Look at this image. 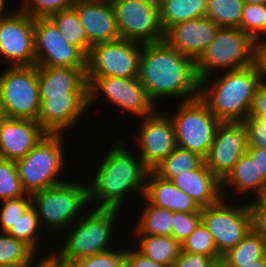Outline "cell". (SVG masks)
Here are the masks:
<instances>
[{
  "label": "cell",
  "instance_id": "484cf974",
  "mask_svg": "<svg viewBox=\"0 0 266 267\" xmlns=\"http://www.w3.org/2000/svg\"><path fill=\"white\" fill-rule=\"evenodd\" d=\"M266 256V233L263 228L254 226L250 232L222 258L227 265L258 264Z\"/></svg>",
  "mask_w": 266,
  "mask_h": 267
},
{
  "label": "cell",
  "instance_id": "5bb4252c",
  "mask_svg": "<svg viewBox=\"0 0 266 267\" xmlns=\"http://www.w3.org/2000/svg\"><path fill=\"white\" fill-rule=\"evenodd\" d=\"M34 33L36 66L87 67V55L69 43L50 18H35Z\"/></svg>",
  "mask_w": 266,
  "mask_h": 267
},
{
  "label": "cell",
  "instance_id": "9a60e30c",
  "mask_svg": "<svg viewBox=\"0 0 266 267\" xmlns=\"http://www.w3.org/2000/svg\"><path fill=\"white\" fill-rule=\"evenodd\" d=\"M0 57L11 67L36 65L34 18L19 8L0 19Z\"/></svg>",
  "mask_w": 266,
  "mask_h": 267
},
{
  "label": "cell",
  "instance_id": "f6af8a7d",
  "mask_svg": "<svg viewBox=\"0 0 266 267\" xmlns=\"http://www.w3.org/2000/svg\"><path fill=\"white\" fill-rule=\"evenodd\" d=\"M249 116H266V78L257 87Z\"/></svg>",
  "mask_w": 266,
  "mask_h": 267
},
{
  "label": "cell",
  "instance_id": "60d3db41",
  "mask_svg": "<svg viewBox=\"0 0 266 267\" xmlns=\"http://www.w3.org/2000/svg\"><path fill=\"white\" fill-rule=\"evenodd\" d=\"M200 222L201 212H173L171 236L182 244Z\"/></svg>",
  "mask_w": 266,
  "mask_h": 267
},
{
  "label": "cell",
  "instance_id": "f5cc1de1",
  "mask_svg": "<svg viewBox=\"0 0 266 267\" xmlns=\"http://www.w3.org/2000/svg\"><path fill=\"white\" fill-rule=\"evenodd\" d=\"M5 5H6V0H0V19L9 15L8 13L6 14V11L4 9L6 7Z\"/></svg>",
  "mask_w": 266,
  "mask_h": 267
},
{
  "label": "cell",
  "instance_id": "44dd1931",
  "mask_svg": "<svg viewBox=\"0 0 266 267\" xmlns=\"http://www.w3.org/2000/svg\"><path fill=\"white\" fill-rule=\"evenodd\" d=\"M73 7L92 46L121 38L110 0H76Z\"/></svg>",
  "mask_w": 266,
  "mask_h": 267
},
{
  "label": "cell",
  "instance_id": "ba28073f",
  "mask_svg": "<svg viewBox=\"0 0 266 267\" xmlns=\"http://www.w3.org/2000/svg\"><path fill=\"white\" fill-rule=\"evenodd\" d=\"M180 102L178 110L173 115L168 114L174 127L176 147L196 152L205 158L220 121L200 96Z\"/></svg>",
  "mask_w": 266,
  "mask_h": 267
},
{
  "label": "cell",
  "instance_id": "5b68a950",
  "mask_svg": "<svg viewBox=\"0 0 266 267\" xmlns=\"http://www.w3.org/2000/svg\"><path fill=\"white\" fill-rule=\"evenodd\" d=\"M119 209L94 208L87 211L67 231L60 251H55L64 263L70 264L78 259L109 251L112 248V229ZM86 214V215H85ZM111 246H109V245ZM111 247V248H110Z\"/></svg>",
  "mask_w": 266,
  "mask_h": 267
},
{
  "label": "cell",
  "instance_id": "91938a15",
  "mask_svg": "<svg viewBox=\"0 0 266 267\" xmlns=\"http://www.w3.org/2000/svg\"><path fill=\"white\" fill-rule=\"evenodd\" d=\"M3 117H4V113H3V109L1 105V95H0V119H2Z\"/></svg>",
  "mask_w": 266,
  "mask_h": 267
},
{
  "label": "cell",
  "instance_id": "4fadbf2b",
  "mask_svg": "<svg viewBox=\"0 0 266 267\" xmlns=\"http://www.w3.org/2000/svg\"><path fill=\"white\" fill-rule=\"evenodd\" d=\"M87 81L89 83V105L93 101L95 103L94 99L102 93L107 102L117 105L139 119L158 110V104L150 97L138 77H87Z\"/></svg>",
  "mask_w": 266,
  "mask_h": 267
},
{
  "label": "cell",
  "instance_id": "ee69618b",
  "mask_svg": "<svg viewBox=\"0 0 266 267\" xmlns=\"http://www.w3.org/2000/svg\"><path fill=\"white\" fill-rule=\"evenodd\" d=\"M125 263L128 267H165L144 256L136 247L135 249L131 247L125 249Z\"/></svg>",
  "mask_w": 266,
  "mask_h": 267
},
{
  "label": "cell",
  "instance_id": "ab89813d",
  "mask_svg": "<svg viewBox=\"0 0 266 267\" xmlns=\"http://www.w3.org/2000/svg\"><path fill=\"white\" fill-rule=\"evenodd\" d=\"M116 249L118 251L113 247L109 251L84 257L70 264L73 267H121L125 263V249Z\"/></svg>",
  "mask_w": 266,
  "mask_h": 267
},
{
  "label": "cell",
  "instance_id": "c3c4849f",
  "mask_svg": "<svg viewBox=\"0 0 266 267\" xmlns=\"http://www.w3.org/2000/svg\"><path fill=\"white\" fill-rule=\"evenodd\" d=\"M250 202L254 212V220L266 221V189Z\"/></svg>",
  "mask_w": 266,
  "mask_h": 267
},
{
  "label": "cell",
  "instance_id": "6f0895ef",
  "mask_svg": "<svg viewBox=\"0 0 266 267\" xmlns=\"http://www.w3.org/2000/svg\"><path fill=\"white\" fill-rule=\"evenodd\" d=\"M0 267H25V264H8V265H0Z\"/></svg>",
  "mask_w": 266,
  "mask_h": 267
},
{
  "label": "cell",
  "instance_id": "d4e9b609",
  "mask_svg": "<svg viewBox=\"0 0 266 267\" xmlns=\"http://www.w3.org/2000/svg\"><path fill=\"white\" fill-rule=\"evenodd\" d=\"M229 187L234 190V194L246 197L249 193L255 198L266 189V181L258 174L256 161L248 152H245L233 166L229 174L221 181L222 197ZM224 186V187H223ZM233 187V188H232ZM225 188V189H223ZM236 192V193H235ZM255 193V194H254Z\"/></svg>",
  "mask_w": 266,
  "mask_h": 267
},
{
  "label": "cell",
  "instance_id": "680465c9",
  "mask_svg": "<svg viewBox=\"0 0 266 267\" xmlns=\"http://www.w3.org/2000/svg\"><path fill=\"white\" fill-rule=\"evenodd\" d=\"M266 5V4H265ZM262 36V40H256V43H257V47H259L262 43H264V41H266L265 39H264V37L263 36H265L266 37V31L261 35Z\"/></svg>",
  "mask_w": 266,
  "mask_h": 267
},
{
  "label": "cell",
  "instance_id": "4dcf8cb0",
  "mask_svg": "<svg viewBox=\"0 0 266 267\" xmlns=\"http://www.w3.org/2000/svg\"><path fill=\"white\" fill-rule=\"evenodd\" d=\"M205 158L196 152L176 147L153 171L163 179L171 180L179 174L199 168Z\"/></svg>",
  "mask_w": 266,
  "mask_h": 267
},
{
  "label": "cell",
  "instance_id": "681fc988",
  "mask_svg": "<svg viewBox=\"0 0 266 267\" xmlns=\"http://www.w3.org/2000/svg\"><path fill=\"white\" fill-rule=\"evenodd\" d=\"M258 62L260 63L264 76H266V41L258 47Z\"/></svg>",
  "mask_w": 266,
  "mask_h": 267
},
{
  "label": "cell",
  "instance_id": "f907efd6",
  "mask_svg": "<svg viewBox=\"0 0 266 267\" xmlns=\"http://www.w3.org/2000/svg\"><path fill=\"white\" fill-rule=\"evenodd\" d=\"M228 267H266V256L258 260V264L249 265H227Z\"/></svg>",
  "mask_w": 266,
  "mask_h": 267
},
{
  "label": "cell",
  "instance_id": "e0dca14e",
  "mask_svg": "<svg viewBox=\"0 0 266 267\" xmlns=\"http://www.w3.org/2000/svg\"><path fill=\"white\" fill-rule=\"evenodd\" d=\"M248 138L244 122H220L205 157V165L222 181L239 158L247 152Z\"/></svg>",
  "mask_w": 266,
  "mask_h": 267
},
{
  "label": "cell",
  "instance_id": "7bdbcfd3",
  "mask_svg": "<svg viewBox=\"0 0 266 267\" xmlns=\"http://www.w3.org/2000/svg\"><path fill=\"white\" fill-rule=\"evenodd\" d=\"M213 260L211 256L191 254L181 250L172 267H208Z\"/></svg>",
  "mask_w": 266,
  "mask_h": 267
},
{
  "label": "cell",
  "instance_id": "f1b7e54d",
  "mask_svg": "<svg viewBox=\"0 0 266 267\" xmlns=\"http://www.w3.org/2000/svg\"><path fill=\"white\" fill-rule=\"evenodd\" d=\"M140 214L139 220H136L134 234L132 235H156L171 236L173 212L162 207L150 204L147 200Z\"/></svg>",
  "mask_w": 266,
  "mask_h": 267
},
{
  "label": "cell",
  "instance_id": "11a10c76",
  "mask_svg": "<svg viewBox=\"0 0 266 267\" xmlns=\"http://www.w3.org/2000/svg\"><path fill=\"white\" fill-rule=\"evenodd\" d=\"M248 118H257L263 125H266V116H249Z\"/></svg>",
  "mask_w": 266,
  "mask_h": 267
},
{
  "label": "cell",
  "instance_id": "1f68e13d",
  "mask_svg": "<svg viewBox=\"0 0 266 267\" xmlns=\"http://www.w3.org/2000/svg\"><path fill=\"white\" fill-rule=\"evenodd\" d=\"M243 0H207L206 17L219 27L239 28Z\"/></svg>",
  "mask_w": 266,
  "mask_h": 267
},
{
  "label": "cell",
  "instance_id": "d6a6232c",
  "mask_svg": "<svg viewBox=\"0 0 266 267\" xmlns=\"http://www.w3.org/2000/svg\"><path fill=\"white\" fill-rule=\"evenodd\" d=\"M40 228L36 209L31 205L7 233L23 241L36 253L39 248L37 246H40L37 239L41 234Z\"/></svg>",
  "mask_w": 266,
  "mask_h": 267
},
{
  "label": "cell",
  "instance_id": "8fae6325",
  "mask_svg": "<svg viewBox=\"0 0 266 267\" xmlns=\"http://www.w3.org/2000/svg\"><path fill=\"white\" fill-rule=\"evenodd\" d=\"M120 37L142 44L164 40L158 0H110Z\"/></svg>",
  "mask_w": 266,
  "mask_h": 267
},
{
  "label": "cell",
  "instance_id": "7a4b0ae2",
  "mask_svg": "<svg viewBox=\"0 0 266 267\" xmlns=\"http://www.w3.org/2000/svg\"><path fill=\"white\" fill-rule=\"evenodd\" d=\"M126 144L120 138L116 140L101 165L98 164L97 173L94 172L93 181L89 184V201H96L95 208L121 210L128 194L135 191L144 196L149 169L137 154L127 151Z\"/></svg>",
  "mask_w": 266,
  "mask_h": 267
},
{
  "label": "cell",
  "instance_id": "8992f818",
  "mask_svg": "<svg viewBox=\"0 0 266 267\" xmlns=\"http://www.w3.org/2000/svg\"><path fill=\"white\" fill-rule=\"evenodd\" d=\"M258 62L256 41L239 28L220 27L214 40L196 61L199 81L212 77L213 72L248 67ZM217 68V69H216Z\"/></svg>",
  "mask_w": 266,
  "mask_h": 267
},
{
  "label": "cell",
  "instance_id": "816d5d0a",
  "mask_svg": "<svg viewBox=\"0 0 266 267\" xmlns=\"http://www.w3.org/2000/svg\"><path fill=\"white\" fill-rule=\"evenodd\" d=\"M208 267H228L225 260L220 257L217 259H214L209 265Z\"/></svg>",
  "mask_w": 266,
  "mask_h": 267
},
{
  "label": "cell",
  "instance_id": "836d02e7",
  "mask_svg": "<svg viewBox=\"0 0 266 267\" xmlns=\"http://www.w3.org/2000/svg\"><path fill=\"white\" fill-rule=\"evenodd\" d=\"M34 254L23 241L0 232V265L26 264Z\"/></svg>",
  "mask_w": 266,
  "mask_h": 267
},
{
  "label": "cell",
  "instance_id": "ac0fdd59",
  "mask_svg": "<svg viewBox=\"0 0 266 267\" xmlns=\"http://www.w3.org/2000/svg\"><path fill=\"white\" fill-rule=\"evenodd\" d=\"M38 122L47 133L65 134L87 112L89 95L40 96ZM87 109V110H86Z\"/></svg>",
  "mask_w": 266,
  "mask_h": 267
},
{
  "label": "cell",
  "instance_id": "db71d44e",
  "mask_svg": "<svg viewBox=\"0 0 266 267\" xmlns=\"http://www.w3.org/2000/svg\"><path fill=\"white\" fill-rule=\"evenodd\" d=\"M245 4H266V0H243Z\"/></svg>",
  "mask_w": 266,
  "mask_h": 267
},
{
  "label": "cell",
  "instance_id": "7c38bea8",
  "mask_svg": "<svg viewBox=\"0 0 266 267\" xmlns=\"http://www.w3.org/2000/svg\"><path fill=\"white\" fill-rule=\"evenodd\" d=\"M143 44L117 39L92 46L87 55V77L134 78L139 74Z\"/></svg>",
  "mask_w": 266,
  "mask_h": 267
},
{
  "label": "cell",
  "instance_id": "d6986e66",
  "mask_svg": "<svg viewBox=\"0 0 266 267\" xmlns=\"http://www.w3.org/2000/svg\"><path fill=\"white\" fill-rule=\"evenodd\" d=\"M219 28L209 18L199 17L171 26L164 33V41L196 62L214 40Z\"/></svg>",
  "mask_w": 266,
  "mask_h": 267
},
{
  "label": "cell",
  "instance_id": "94428289",
  "mask_svg": "<svg viewBox=\"0 0 266 267\" xmlns=\"http://www.w3.org/2000/svg\"><path fill=\"white\" fill-rule=\"evenodd\" d=\"M61 267H73L71 264L64 263Z\"/></svg>",
  "mask_w": 266,
  "mask_h": 267
},
{
  "label": "cell",
  "instance_id": "3957f363",
  "mask_svg": "<svg viewBox=\"0 0 266 267\" xmlns=\"http://www.w3.org/2000/svg\"><path fill=\"white\" fill-rule=\"evenodd\" d=\"M211 78L206 77L200 81V97L207 103L212 114L220 122L247 120L257 87L265 78L260 63L224 71L216 79Z\"/></svg>",
  "mask_w": 266,
  "mask_h": 267
},
{
  "label": "cell",
  "instance_id": "f35d334b",
  "mask_svg": "<svg viewBox=\"0 0 266 267\" xmlns=\"http://www.w3.org/2000/svg\"><path fill=\"white\" fill-rule=\"evenodd\" d=\"M76 0H23L21 9L32 18H49L52 14L70 8Z\"/></svg>",
  "mask_w": 266,
  "mask_h": 267
},
{
  "label": "cell",
  "instance_id": "30bf717a",
  "mask_svg": "<svg viewBox=\"0 0 266 267\" xmlns=\"http://www.w3.org/2000/svg\"><path fill=\"white\" fill-rule=\"evenodd\" d=\"M0 73L1 105L5 117L38 121V66H16Z\"/></svg>",
  "mask_w": 266,
  "mask_h": 267
},
{
  "label": "cell",
  "instance_id": "d590c367",
  "mask_svg": "<svg viewBox=\"0 0 266 267\" xmlns=\"http://www.w3.org/2000/svg\"><path fill=\"white\" fill-rule=\"evenodd\" d=\"M25 194L16 162L0 158V200L18 198Z\"/></svg>",
  "mask_w": 266,
  "mask_h": 267
},
{
  "label": "cell",
  "instance_id": "8d00e7d4",
  "mask_svg": "<svg viewBox=\"0 0 266 267\" xmlns=\"http://www.w3.org/2000/svg\"><path fill=\"white\" fill-rule=\"evenodd\" d=\"M239 29L255 41L261 40V35L266 31V5L244 4Z\"/></svg>",
  "mask_w": 266,
  "mask_h": 267
},
{
  "label": "cell",
  "instance_id": "9c48e42d",
  "mask_svg": "<svg viewBox=\"0 0 266 267\" xmlns=\"http://www.w3.org/2000/svg\"><path fill=\"white\" fill-rule=\"evenodd\" d=\"M227 199L222 198L217 204L201 209V222L212 234L221 256L234 248L255 226L251 202L231 205L232 199L230 202Z\"/></svg>",
  "mask_w": 266,
  "mask_h": 267
},
{
  "label": "cell",
  "instance_id": "4316f807",
  "mask_svg": "<svg viewBox=\"0 0 266 267\" xmlns=\"http://www.w3.org/2000/svg\"><path fill=\"white\" fill-rule=\"evenodd\" d=\"M160 22L164 32L171 26L191 19L206 17L207 0H158Z\"/></svg>",
  "mask_w": 266,
  "mask_h": 267
},
{
  "label": "cell",
  "instance_id": "b9f144b4",
  "mask_svg": "<svg viewBox=\"0 0 266 267\" xmlns=\"http://www.w3.org/2000/svg\"><path fill=\"white\" fill-rule=\"evenodd\" d=\"M244 124L247 130L248 146L266 149V125H263L257 118H248Z\"/></svg>",
  "mask_w": 266,
  "mask_h": 267
},
{
  "label": "cell",
  "instance_id": "6125c7cd",
  "mask_svg": "<svg viewBox=\"0 0 266 267\" xmlns=\"http://www.w3.org/2000/svg\"><path fill=\"white\" fill-rule=\"evenodd\" d=\"M121 267H128V265L126 263H124Z\"/></svg>",
  "mask_w": 266,
  "mask_h": 267
},
{
  "label": "cell",
  "instance_id": "ffe728a7",
  "mask_svg": "<svg viewBox=\"0 0 266 267\" xmlns=\"http://www.w3.org/2000/svg\"><path fill=\"white\" fill-rule=\"evenodd\" d=\"M47 134L39 122L30 119H0V158L18 161Z\"/></svg>",
  "mask_w": 266,
  "mask_h": 267
},
{
  "label": "cell",
  "instance_id": "6da1fadb",
  "mask_svg": "<svg viewBox=\"0 0 266 267\" xmlns=\"http://www.w3.org/2000/svg\"><path fill=\"white\" fill-rule=\"evenodd\" d=\"M138 79L157 104L162 97L187 101L200 96L196 62L164 40L143 44Z\"/></svg>",
  "mask_w": 266,
  "mask_h": 267
},
{
  "label": "cell",
  "instance_id": "603a6c76",
  "mask_svg": "<svg viewBox=\"0 0 266 267\" xmlns=\"http://www.w3.org/2000/svg\"><path fill=\"white\" fill-rule=\"evenodd\" d=\"M171 182L193 198L201 208L215 205L223 198L221 181L208 169L205 162L195 170L177 175Z\"/></svg>",
  "mask_w": 266,
  "mask_h": 267
},
{
  "label": "cell",
  "instance_id": "7402d4cb",
  "mask_svg": "<svg viewBox=\"0 0 266 267\" xmlns=\"http://www.w3.org/2000/svg\"><path fill=\"white\" fill-rule=\"evenodd\" d=\"M40 96L89 95L86 68L38 66Z\"/></svg>",
  "mask_w": 266,
  "mask_h": 267
},
{
  "label": "cell",
  "instance_id": "e575fe53",
  "mask_svg": "<svg viewBox=\"0 0 266 267\" xmlns=\"http://www.w3.org/2000/svg\"><path fill=\"white\" fill-rule=\"evenodd\" d=\"M181 250L191 254L211 256L214 259L222 257L217 251L212 234L202 222L184 240L181 244Z\"/></svg>",
  "mask_w": 266,
  "mask_h": 267
},
{
  "label": "cell",
  "instance_id": "bcb514c9",
  "mask_svg": "<svg viewBox=\"0 0 266 267\" xmlns=\"http://www.w3.org/2000/svg\"><path fill=\"white\" fill-rule=\"evenodd\" d=\"M247 152L256 161L258 174L266 181V149L261 147L248 146Z\"/></svg>",
  "mask_w": 266,
  "mask_h": 267
},
{
  "label": "cell",
  "instance_id": "52a82bcc",
  "mask_svg": "<svg viewBox=\"0 0 266 267\" xmlns=\"http://www.w3.org/2000/svg\"><path fill=\"white\" fill-rule=\"evenodd\" d=\"M62 133H47L22 159L16 161L23 190L27 194L65 182L58 175L64 169Z\"/></svg>",
  "mask_w": 266,
  "mask_h": 267
},
{
  "label": "cell",
  "instance_id": "7dc6e473",
  "mask_svg": "<svg viewBox=\"0 0 266 267\" xmlns=\"http://www.w3.org/2000/svg\"><path fill=\"white\" fill-rule=\"evenodd\" d=\"M36 253L27 261L25 264V267H61L64 262L63 260L58 256L56 252L50 253L47 257L37 260L35 259ZM37 261L38 263H34ZM34 265V266H33Z\"/></svg>",
  "mask_w": 266,
  "mask_h": 267
},
{
  "label": "cell",
  "instance_id": "277c9868",
  "mask_svg": "<svg viewBox=\"0 0 266 267\" xmlns=\"http://www.w3.org/2000/svg\"><path fill=\"white\" fill-rule=\"evenodd\" d=\"M31 199L40 227L42 228V223H45L50 231L62 232L64 229H72L73 221L80 218V211L83 213V209L87 210L86 207L90 206L89 185L85 182L80 184L79 181L66 180L31 194Z\"/></svg>",
  "mask_w": 266,
  "mask_h": 267
},
{
  "label": "cell",
  "instance_id": "f546056e",
  "mask_svg": "<svg viewBox=\"0 0 266 267\" xmlns=\"http://www.w3.org/2000/svg\"><path fill=\"white\" fill-rule=\"evenodd\" d=\"M58 27L63 37L71 44L79 47L86 55L90 52L92 45L85 29L81 25L76 9L72 6L49 17Z\"/></svg>",
  "mask_w": 266,
  "mask_h": 267
},
{
  "label": "cell",
  "instance_id": "83f0119b",
  "mask_svg": "<svg viewBox=\"0 0 266 267\" xmlns=\"http://www.w3.org/2000/svg\"><path fill=\"white\" fill-rule=\"evenodd\" d=\"M137 250L144 256L172 267L181 252V244L173 236L137 235Z\"/></svg>",
  "mask_w": 266,
  "mask_h": 267
},
{
  "label": "cell",
  "instance_id": "cb8c5ba5",
  "mask_svg": "<svg viewBox=\"0 0 266 267\" xmlns=\"http://www.w3.org/2000/svg\"><path fill=\"white\" fill-rule=\"evenodd\" d=\"M143 197L150 204L172 212H201L202 209L193 198L176 188L171 180L161 178L153 170L147 174Z\"/></svg>",
  "mask_w": 266,
  "mask_h": 267
},
{
  "label": "cell",
  "instance_id": "2e32d148",
  "mask_svg": "<svg viewBox=\"0 0 266 267\" xmlns=\"http://www.w3.org/2000/svg\"><path fill=\"white\" fill-rule=\"evenodd\" d=\"M140 119L139 135L136 139L139 143L136 145L140 148L138 155L143 164L153 170L176 148L173 123L169 115L161 114L159 109Z\"/></svg>",
  "mask_w": 266,
  "mask_h": 267
},
{
  "label": "cell",
  "instance_id": "74e56055",
  "mask_svg": "<svg viewBox=\"0 0 266 267\" xmlns=\"http://www.w3.org/2000/svg\"><path fill=\"white\" fill-rule=\"evenodd\" d=\"M0 208V232L7 233L32 205L31 194L18 198L3 200Z\"/></svg>",
  "mask_w": 266,
  "mask_h": 267
},
{
  "label": "cell",
  "instance_id": "9f6ffc18",
  "mask_svg": "<svg viewBox=\"0 0 266 267\" xmlns=\"http://www.w3.org/2000/svg\"><path fill=\"white\" fill-rule=\"evenodd\" d=\"M255 226L263 228L266 233V221H255Z\"/></svg>",
  "mask_w": 266,
  "mask_h": 267
}]
</instances>
